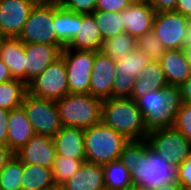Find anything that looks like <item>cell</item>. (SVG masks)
Here are the masks:
<instances>
[{"mask_svg":"<svg viewBox=\"0 0 191 190\" xmlns=\"http://www.w3.org/2000/svg\"><path fill=\"white\" fill-rule=\"evenodd\" d=\"M24 45L18 37H6L0 47V59L8 67L13 79L25 83Z\"/></svg>","mask_w":191,"mask_h":190,"instance_id":"cell-25","label":"cell"},{"mask_svg":"<svg viewBox=\"0 0 191 190\" xmlns=\"http://www.w3.org/2000/svg\"><path fill=\"white\" fill-rule=\"evenodd\" d=\"M119 159L130 171L133 187L153 190L177 182L176 167L152 150L146 139L130 140Z\"/></svg>","mask_w":191,"mask_h":190,"instance_id":"cell-1","label":"cell"},{"mask_svg":"<svg viewBox=\"0 0 191 190\" xmlns=\"http://www.w3.org/2000/svg\"><path fill=\"white\" fill-rule=\"evenodd\" d=\"M103 41L100 29L92 14H82V23H79L78 34L64 47L85 51H100Z\"/></svg>","mask_w":191,"mask_h":190,"instance_id":"cell-23","label":"cell"},{"mask_svg":"<svg viewBox=\"0 0 191 190\" xmlns=\"http://www.w3.org/2000/svg\"><path fill=\"white\" fill-rule=\"evenodd\" d=\"M46 190H65L63 184H54L51 187H48Z\"/></svg>","mask_w":191,"mask_h":190,"instance_id":"cell-47","label":"cell"},{"mask_svg":"<svg viewBox=\"0 0 191 190\" xmlns=\"http://www.w3.org/2000/svg\"><path fill=\"white\" fill-rule=\"evenodd\" d=\"M103 165L84 161L66 182L65 190H103L104 185Z\"/></svg>","mask_w":191,"mask_h":190,"instance_id":"cell-21","label":"cell"},{"mask_svg":"<svg viewBox=\"0 0 191 190\" xmlns=\"http://www.w3.org/2000/svg\"><path fill=\"white\" fill-rule=\"evenodd\" d=\"M63 45L25 44V84L28 85L50 64L61 57Z\"/></svg>","mask_w":191,"mask_h":190,"instance_id":"cell-13","label":"cell"},{"mask_svg":"<svg viewBox=\"0 0 191 190\" xmlns=\"http://www.w3.org/2000/svg\"><path fill=\"white\" fill-rule=\"evenodd\" d=\"M5 38H6V36L0 31V47Z\"/></svg>","mask_w":191,"mask_h":190,"instance_id":"cell-48","label":"cell"},{"mask_svg":"<svg viewBox=\"0 0 191 190\" xmlns=\"http://www.w3.org/2000/svg\"><path fill=\"white\" fill-rule=\"evenodd\" d=\"M31 3L33 6H42L50 3L52 0H24Z\"/></svg>","mask_w":191,"mask_h":190,"instance_id":"cell-46","label":"cell"},{"mask_svg":"<svg viewBox=\"0 0 191 190\" xmlns=\"http://www.w3.org/2000/svg\"><path fill=\"white\" fill-rule=\"evenodd\" d=\"M116 70V61L97 51L91 73L90 94L102 100L112 98Z\"/></svg>","mask_w":191,"mask_h":190,"instance_id":"cell-16","label":"cell"},{"mask_svg":"<svg viewBox=\"0 0 191 190\" xmlns=\"http://www.w3.org/2000/svg\"><path fill=\"white\" fill-rule=\"evenodd\" d=\"M169 87L178 88L191 76V68L182 49L166 50L159 59Z\"/></svg>","mask_w":191,"mask_h":190,"instance_id":"cell-19","label":"cell"},{"mask_svg":"<svg viewBox=\"0 0 191 190\" xmlns=\"http://www.w3.org/2000/svg\"><path fill=\"white\" fill-rule=\"evenodd\" d=\"M53 142L57 155L73 159H86L84 129L63 126L53 137Z\"/></svg>","mask_w":191,"mask_h":190,"instance_id":"cell-20","label":"cell"},{"mask_svg":"<svg viewBox=\"0 0 191 190\" xmlns=\"http://www.w3.org/2000/svg\"><path fill=\"white\" fill-rule=\"evenodd\" d=\"M182 190H191V188L182 187Z\"/></svg>","mask_w":191,"mask_h":190,"instance_id":"cell-50","label":"cell"},{"mask_svg":"<svg viewBox=\"0 0 191 190\" xmlns=\"http://www.w3.org/2000/svg\"><path fill=\"white\" fill-rule=\"evenodd\" d=\"M135 0H97L96 10L121 12Z\"/></svg>","mask_w":191,"mask_h":190,"instance_id":"cell-37","label":"cell"},{"mask_svg":"<svg viewBox=\"0 0 191 190\" xmlns=\"http://www.w3.org/2000/svg\"><path fill=\"white\" fill-rule=\"evenodd\" d=\"M23 163L52 168L57 156L53 138L35 134L26 145L14 153Z\"/></svg>","mask_w":191,"mask_h":190,"instance_id":"cell-17","label":"cell"},{"mask_svg":"<svg viewBox=\"0 0 191 190\" xmlns=\"http://www.w3.org/2000/svg\"><path fill=\"white\" fill-rule=\"evenodd\" d=\"M156 11L147 0H135L122 10V26L129 35L143 36L153 28Z\"/></svg>","mask_w":191,"mask_h":190,"instance_id":"cell-14","label":"cell"},{"mask_svg":"<svg viewBox=\"0 0 191 190\" xmlns=\"http://www.w3.org/2000/svg\"><path fill=\"white\" fill-rule=\"evenodd\" d=\"M173 127L191 142V104L179 103Z\"/></svg>","mask_w":191,"mask_h":190,"instance_id":"cell-34","label":"cell"},{"mask_svg":"<svg viewBox=\"0 0 191 190\" xmlns=\"http://www.w3.org/2000/svg\"><path fill=\"white\" fill-rule=\"evenodd\" d=\"M101 122L128 140H143L148 134L142 113L133 98L104 99Z\"/></svg>","mask_w":191,"mask_h":190,"instance_id":"cell-2","label":"cell"},{"mask_svg":"<svg viewBox=\"0 0 191 190\" xmlns=\"http://www.w3.org/2000/svg\"><path fill=\"white\" fill-rule=\"evenodd\" d=\"M27 88L30 95L53 101L69 94L67 68L63 58L60 57L50 64Z\"/></svg>","mask_w":191,"mask_h":190,"instance_id":"cell-8","label":"cell"},{"mask_svg":"<svg viewBox=\"0 0 191 190\" xmlns=\"http://www.w3.org/2000/svg\"><path fill=\"white\" fill-rule=\"evenodd\" d=\"M169 87L159 60L150 61L139 71V77L134 82L131 98L137 100L140 96L154 89Z\"/></svg>","mask_w":191,"mask_h":190,"instance_id":"cell-24","label":"cell"},{"mask_svg":"<svg viewBox=\"0 0 191 190\" xmlns=\"http://www.w3.org/2000/svg\"><path fill=\"white\" fill-rule=\"evenodd\" d=\"M137 39L126 32L103 41L101 52L109 58L120 61L124 56L131 54L137 46Z\"/></svg>","mask_w":191,"mask_h":190,"instance_id":"cell-28","label":"cell"},{"mask_svg":"<svg viewBox=\"0 0 191 190\" xmlns=\"http://www.w3.org/2000/svg\"><path fill=\"white\" fill-rule=\"evenodd\" d=\"M23 162L14 154L0 171L1 190H22Z\"/></svg>","mask_w":191,"mask_h":190,"instance_id":"cell-31","label":"cell"},{"mask_svg":"<svg viewBox=\"0 0 191 190\" xmlns=\"http://www.w3.org/2000/svg\"><path fill=\"white\" fill-rule=\"evenodd\" d=\"M130 190H146V189H140V188H137V187H133L132 189Z\"/></svg>","mask_w":191,"mask_h":190,"instance_id":"cell-49","label":"cell"},{"mask_svg":"<svg viewBox=\"0 0 191 190\" xmlns=\"http://www.w3.org/2000/svg\"><path fill=\"white\" fill-rule=\"evenodd\" d=\"M14 153L7 145L0 143V171L4 168L5 164L12 158Z\"/></svg>","mask_w":191,"mask_h":190,"instance_id":"cell-42","label":"cell"},{"mask_svg":"<svg viewBox=\"0 0 191 190\" xmlns=\"http://www.w3.org/2000/svg\"><path fill=\"white\" fill-rule=\"evenodd\" d=\"M136 44V48L143 51L151 61L159 60L166 51L152 30L138 37Z\"/></svg>","mask_w":191,"mask_h":190,"instance_id":"cell-33","label":"cell"},{"mask_svg":"<svg viewBox=\"0 0 191 190\" xmlns=\"http://www.w3.org/2000/svg\"><path fill=\"white\" fill-rule=\"evenodd\" d=\"M54 184L51 168L23 163L22 190H46Z\"/></svg>","mask_w":191,"mask_h":190,"instance_id":"cell-26","label":"cell"},{"mask_svg":"<svg viewBox=\"0 0 191 190\" xmlns=\"http://www.w3.org/2000/svg\"><path fill=\"white\" fill-rule=\"evenodd\" d=\"M191 20V0H177L175 10Z\"/></svg>","mask_w":191,"mask_h":190,"instance_id":"cell-41","label":"cell"},{"mask_svg":"<svg viewBox=\"0 0 191 190\" xmlns=\"http://www.w3.org/2000/svg\"><path fill=\"white\" fill-rule=\"evenodd\" d=\"M9 110L0 108V143L7 145V121Z\"/></svg>","mask_w":191,"mask_h":190,"instance_id":"cell-40","label":"cell"},{"mask_svg":"<svg viewBox=\"0 0 191 190\" xmlns=\"http://www.w3.org/2000/svg\"><path fill=\"white\" fill-rule=\"evenodd\" d=\"M22 106L37 135L53 138L63 127L56 101L40 99L27 93Z\"/></svg>","mask_w":191,"mask_h":190,"instance_id":"cell-11","label":"cell"},{"mask_svg":"<svg viewBox=\"0 0 191 190\" xmlns=\"http://www.w3.org/2000/svg\"><path fill=\"white\" fill-rule=\"evenodd\" d=\"M33 7L24 0H0V31L6 37H19Z\"/></svg>","mask_w":191,"mask_h":190,"instance_id":"cell-15","label":"cell"},{"mask_svg":"<svg viewBox=\"0 0 191 190\" xmlns=\"http://www.w3.org/2000/svg\"><path fill=\"white\" fill-rule=\"evenodd\" d=\"M152 31L166 50L182 49L190 39L191 20L174 10L156 12Z\"/></svg>","mask_w":191,"mask_h":190,"instance_id":"cell-6","label":"cell"},{"mask_svg":"<svg viewBox=\"0 0 191 190\" xmlns=\"http://www.w3.org/2000/svg\"><path fill=\"white\" fill-rule=\"evenodd\" d=\"M103 100L91 94L69 93L56 101L63 126L88 129L101 122Z\"/></svg>","mask_w":191,"mask_h":190,"instance_id":"cell-5","label":"cell"},{"mask_svg":"<svg viewBox=\"0 0 191 190\" xmlns=\"http://www.w3.org/2000/svg\"><path fill=\"white\" fill-rule=\"evenodd\" d=\"M86 159H73L57 155L52 166L55 184H63L79 170Z\"/></svg>","mask_w":191,"mask_h":190,"instance_id":"cell-32","label":"cell"},{"mask_svg":"<svg viewBox=\"0 0 191 190\" xmlns=\"http://www.w3.org/2000/svg\"><path fill=\"white\" fill-rule=\"evenodd\" d=\"M96 52L69 48L62 50L61 57L67 68L69 93L90 94Z\"/></svg>","mask_w":191,"mask_h":190,"instance_id":"cell-10","label":"cell"},{"mask_svg":"<svg viewBox=\"0 0 191 190\" xmlns=\"http://www.w3.org/2000/svg\"><path fill=\"white\" fill-rule=\"evenodd\" d=\"M153 190H182V186L179 183H170Z\"/></svg>","mask_w":191,"mask_h":190,"instance_id":"cell-44","label":"cell"},{"mask_svg":"<svg viewBox=\"0 0 191 190\" xmlns=\"http://www.w3.org/2000/svg\"><path fill=\"white\" fill-rule=\"evenodd\" d=\"M68 10L81 14H92L96 10L97 0H58Z\"/></svg>","mask_w":191,"mask_h":190,"instance_id":"cell-35","label":"cell"},{"mask_svg":"<svg viewBox=\"0 0 191 190\" xmlns=\"http://www.w3.org/2000/svg\"><path fill=\"white\" fill-rule=\"evenodd\" d=\"M146 140L152 150L176 168L191 155V142L174 127L152 130Z\"/></svg>","mask_w":191,"mask_h":190,"instance_id":"cell-7","label":"cell"},{"mask_svg":"<svg viewBox=\"0 0 191 190\" xmlns=\"http://www.w3.org/2000/svg\"><path fill=\"white\" fill-rule=\"evenodd\" d=\"M136 102L148 132L174 126L179 106L176 88L151 90L140 96Z\"/></svg>","mask_w":191,"mask_h":190,"instance_id":"cell-3","label":"cell"},{"mask_svg":"<svg viewBox=\"0 0 191 190\" xmlns=\"http://www.w3.org/2000/svg\"><path fill=\"white\" fill-rule=\"evenodd\" d=\"M28 93L27 85L18 79L0 83V108L12 110L22 105Z\"/></svg>","mask_w":191,"mask_h":190,"instance_id":"cell-29","label":"cell"},{"mask_svg":"<svg viewBox=\"0 0 191 190\" xmlns=\"http://www.w3.org/2000/svg\"><path fill=\"white\" fill-rule=\"evenodd\" d=\"M79 23H82V14L66 9L58 1H54V32L57 40L66 47L78 34Z\"/></svg>","mask_w":191,"mask_h":190,"instance_id":"cell-22","label":"cell"},{"mask_svg":"<svg viewBox=\"0 0 191 190\" xmlns=\"http://www.w3.org/2000/svg\"><path fill=\"white\" fill-rule=\"evenodd\" d=\"M53 16L54 1L34 6L18 38L24 44L62 45L54 32Z\"/></svg>","mask_w":191,"mask_h":190,"instance_id":"cell-9","label":"cell"},{"mask_svg":"<svg viewBox=\"0 0 191 190\" xmlns=\"http://www.w3.org/2000/svg\"><path fill=\"white\" fill-rule=\"evenodd\" d=\"M179 103L191 104V76L177 88Z\"/></svg>","mask_w":191,"mask_h":190,"instance_id":"cell-38","label":"cell"},{"mask_svg":"<svg viewBox=\"0 0 191 190\" xmlns=\"http://www.w3.org/2000/svg\"><path fill=\"white\" fill-rule=\"evenodd\" d=\"M156 12L175 10L177 0H147Z\"/></svg>","mask_w":191,"mask_h":190,"instance_id":"cell-39","label":"cell"},{"mask_svg":"<svg viewBox=\"0 0 191 190\" xmlns=\"http://www.w3.org/2000/svg\"><path fill=\"white\" fill-rule=\"evenodd\" d=\"M7 146L15 153L36 134L22 105L9 111Z\"/></svg>","mask_w":191,"mask_h":190,"instance_id":"cell-18","label":"cell"},{"mask_svg":"<svg viewBox=\"0 0 191 190\" xmlns=\"http://www.w3.org/2000/svg\"><path fill=\"white\" fill-rule=\"evenodd\" d=\"M13 77L10 74L8 67L5 63L0 59V83L8 82L12 80Z\"/></svg>","mask_w":191,"mask_h":190,"instance_id":"cell-43","label":"cell"},{"mask_svg":"<svg viewBox=\"0 0 191 190\" xmlns=\"http://www.w3.org/2000/svg\"><path fill=\"white\" fill-rule=\"evenodd\" d=\"M150 61L148 56L137 48L122 60L116 61L117 70L112 87V98H131L139 71Z\"/></svg>","mask_w":191,"mask_h":190,"instance_id":"cell-12","label":"cell"},{"mask_svg":"<svg viewBox=\"0 0 191 190\" xmlns=\"http://www.w3.org/2000/svg\"><path fill=\"white\" fill-rule=\"evenodd\" d=\"M92 15L100 29L102 41L125 32L124 27L122 26V11L118 13L95 10Z\"/></svg>","mask_w":191,"mask_h":190,"instance_id":"cell-30","label":"cell"},{"mask_svg":"<svg viewBox=\"0 0 191 190\" xmlns=\"http://www.w3.org/2000/svg\"><path fill=\"white\" fill-rule=\"evenodd\" d=\"M129 141L102 122L84 129L86 161L100 165L116 161Z\"/></svg>","mask_w":191,"mask_h":190,"instance_id":"cell-4","label":"cell"},{"mask_svg":"<svg viewBox=\"0 0 191 190\" xmlns=\"http://www.w3.org/2000/svg\"><path fill=\"white\" fill-rule=\"evenodd\" d=\"M177 183L191 188V155L176 168Z\"/></svg>","mask_w":191,"mask_h":190,"instance_id":"cell-36","label":"cell"},{"mask_svg":"<svg viewBox=\"0 0 191 190\" xmlns=\"http://www.w3.org/2000/svg\"><path fill=\"white\" fill-rule=\"evenodd\" d=\"M190 45H191V33H190V39H189V42H188Z\"/></svg>","mask_w":191,"mask_h":190,"instance_id":"cell-51","label":"cell"},{"mask_svg":"<svg viewBox=\"0 0 191 190\" xmlns=\"http://www.w3.org/2000/svg\"><path fill=\"white\" fill-rule=\"evenodd\" d=\"M184 54H185V57H186V60L188 62V64L190 65V68H191V45L189 43H187L183 48H182Z\"/></svg>","mask_w":191,"mask_h":190,"instance_id":"cell-45","label":"cell"},{"mask_svg":"<svg viewBox=\"0 0 191 190\" xmlns=\"http://www.w3.org/2000/svg\"><path fill=\"white\" fill-rule=\"evenodd\" d=\"M104 185L110 190H130L133 188L131 173L120 159L103 165Z\"/></svg>","mask_w":191,"mask_h":190,"instance_id":"cell-27","label":"cell"}]
</instances>
